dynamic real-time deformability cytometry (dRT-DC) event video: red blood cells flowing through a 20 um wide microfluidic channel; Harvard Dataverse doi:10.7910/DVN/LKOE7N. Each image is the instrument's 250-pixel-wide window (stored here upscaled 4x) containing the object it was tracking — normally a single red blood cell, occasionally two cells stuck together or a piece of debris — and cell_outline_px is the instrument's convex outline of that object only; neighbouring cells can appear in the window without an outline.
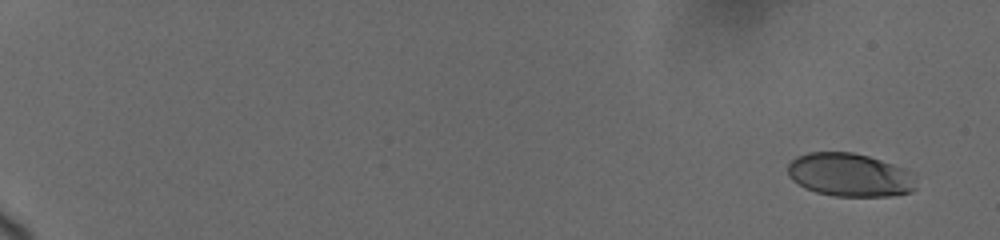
{"species": "human", "species_latin": "Homo sapiens", "temperature_condition": "cold", "stored_images_in_passage": 12, "camera_frame_rate_fps": 3000, "um_per_image_px": 0.085, "donor": {"sex": "female"}, "frame": {"image": 1, "passage_image": 1, "time_ms": 0.0, "image_size_px": [1000, 240], "cell_outline_px": [[916, 188], [912, 192], [892, 196], [832, 196], [816, 192], [804, 188], [792, 180], [788, 176], [788, 164], [796, 156], [808, 152], [852, 152], [868, 156], [904, 168], [912, 172]], "centroid_in_image_um": [72.21, 14.87], "position_along_channel_um": 12.8, "area_um2": 32.6}}
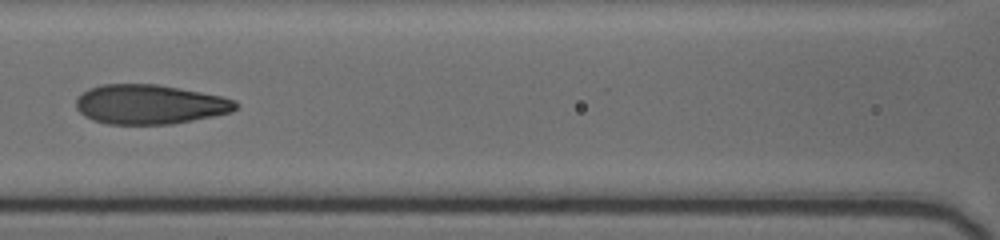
{"frame": {"image": 2, "passage_image": 9, "time_ms": 9.333, "image_size_px": [1000, 240], "cell_outline_px": [[240, 104], [232, 112], [172, 124], [108, 124], [92, 120], [84, 116], [76, 108], [76, 100], [88, 88], [100, 84], [156, 84], [180, 88], [220, 96], [236, 100]], "centroid_in_image_um": [12.72, 8.87], "position_along_channel_um": 153.9, "area_um2": 36.76}}
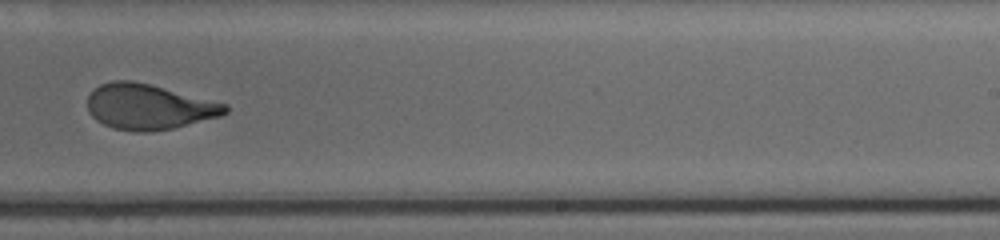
{"frame": {"image": 3, "passage_image": 12, "time_ms": 12.667, "image_size_px": [1000, 240], "cell_outline_px": [[228, 112], [220, 116], [172, 128], [152, 132], [136, 132], [112, 128], [96, 120], [88, 112], [88, 96], [100, 84], [112, 80], [132, 80], [228, 104]], "centroid_in_image_um": [12.62, 9.08], "position_along_channel_um": 276.4, "area_um2": 36.24}}